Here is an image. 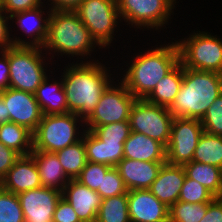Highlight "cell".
Instances as JSON below:
<instances>
[{
    "label": "cell",
    "mask_w": 222,
    "mask_h": 222,
    "mask_svg": "<svg viewBox=\"0 0 222 222\" xmlns=\"http://www.w3.org/2000/svg\"><path fill=\"white\" fill-rule=\"evenodd\" d=\"M85 62V63H84ZM65 66L62 80L67 98L68 112L80 116L84 121L92 114L102 93L114 82L110 70L90 59ZM109 71V72H108ZM112 79V80H111Z\"/></svg>",
    "instance_id": "6da1fadb"
},
{
    "label": "cell",
    "mask_w": 222,
    "mask_h": 222,
    "mask_svg": "<svg viewBox=\"0 0 222 222\" xmlns=\"http://www.w3.org/2000/svg\"><path fill=\"white\" fill-rule=\"evenodd\" d=\"M133 58L120 81L136 99H145L158 81L180 62L176 42L156 46Z\"/></svg>",
    "instance_id": "7a4b0ae2"
},
{
    "label": "cell",
    "mask_w": 222,
    "mask_h": 222,
    "mask_svg": "<svg viewBox=\"0 0 222 222\" xmlns=\"http://www.w3.org/2000/svg\"><path fill=\"white\" fill-rule=\"evenodd\" d=\"M222 93V74L183 67V83L168 108L173 117L201 120Z\"/></svg>",
    "instance_id": "3957f363"
},
{
    "label": "cell",
    "mask_w": 222,
    "mask_h": 222,
    "mask_svg": "<svg viewBox=\"0 0 222 222\" xmlns=\"http://www.w3.org/2000/svg\"><path fill=\"white\" fill-rule=\"evenodd\" d=\"M96 45L99 48L75 11H51L48 35L42 48L46 53L85 58L87 55L91 57Z\"/></svg>",
    "instance_id": "277c9868"
},
{
    "label": "cell",
    "mask_w": 222,
    "mask_h": 222,
    "mask_svg": "<svg viewBox=\"0 0 222 222\" xmlns=\"http://www.w3.org/2000/svg\"><path fill=\"white\" fill-rule=\"evenodd\" d=\"M84 122L80 116L74 113L43 115L33 132V150L55 153L77 143L84 134L85 129L82 128L85 127ZM77 123L82 126V132Z\"/></svg>",
    "instance_id": "5b68a950"
},
{
    "label": "cell",
    "mask_w": 222,
    "mask_h": 222,
    "mask_svg": "<svg viewBox=\"0 0 222 222\" xmlns=\"http://www.w3.org/2000/svg\"><path fill=\"white\" fill-rule=\"evenodd\" d=\"M42 51L39 47L8 48L9 88L35 94L48 76Z\"/></svg>",
    "instance_id": "8992f818"
},
{
    "label": "cell",
    "mask_w": 222,
    "mask_h": 222,
    "mask_svg": "<svg viewBox=\"0 0 222 222\" xmlns=\"http://www.w3.org/2000/svg\"><path fill=\"white\" fill-rule=\"evenodd\" d=\"M199 32V33H198ZM183 67L222 74V40L209 32L196 31L176 41Z\"/></svg>",
    "instance_id": "52a82bcc"
},
{
    "label": "cell",
    "mask_w": 222,
    "mask_h": 222,
    "mask_svg": "<svg viewBox=\"0 0 222 222\" xmlns=\"http://www.w3.org/2000/svg\"><path fill=\"white\" fill-rule=\"evenodd\" d=\"M75 12L100 48H109L121 21L117 0H83Z\"/></svg>",
    "instance_id": "ba28073f"
},
{
    "label": "cell",
    "mask_w": 222,
    "mask_h": 222,
    "mask_svg": "<svg viewBox=\"0 0 222 222\" xmlns=\"http://www.w3.org/2000/svg\"><path fill=\"white\" fill-rule=\"evenodd\" d=\"M173 119L167 107L137 99L131 108L128 121L131 131L145 134L167 146Z\"/></svg>",
    "instance_id": "9c48e42d"
},
{
    "label": "cell",
    "mask_w": 222,
    "mask_h": 222,
    "mask_svg": "<svg viewBox=\"0 0 222 222\" xmlns=\"http://www.w3.org/2000/svg\"><path fill=\"white\" fill-rule=\"evenodd\" d=\"M176 0H117L121 20L131 27L160 29L168 23ZM172 13V14H171Z\"/></svg>",
    "instance_id": "30bf717a"
},
{
    "label": "cell",
    "mask_w": 222,
    "mask_h": 222,
    "mask_svg": "<svg viewBox=\"0 0 222 222\" xmlns=\"http://www.w3.org/2000/svg\"><path fill=\"white\" fill-rule=\"evenodd\" d=\"M114 85L112 82L106 88L95 110L85 120L86 130L92 131L97 126L129 120L131 108L137 99L121 81L117 86Z\"/></svg>",
    "instance_id": "8fae6325"
},
{
    "label": "cell",
    "mask_w": 222,
    "mask_h": 222,
    "mask_svg": "<svg viewBox=\"0 0 222 222\" xmlns=\"http://www.w3.org/2000/svg\"><path fill=\"white\" fill-rule=\"evenodd\" d=\"M203 132L199 119L174 117L166 146V163L183 166L193 161L194 151Z\"/></svg>",
    "instance_id": "7c38bea8"
},
{
    "label": "cell",
    "mask_w": 222,
    "mask_h": 222,
    "mask_svg": "<svg viewBox=\"0 0 222 222\" xmlns=\"http://www.w3.org/2000/svg\"><path fill=\"white\" fill-rule=\"evenodd\" d=\"M17 196L24 214V222H53L54 211L62 192L40 187Z\"/></svg>",
    "instance_id": "4fadbf2b"
},
{
    "label": "cell",
    "mask_w": 222,
    "mask_h": 222,
    "mask_svg": "<svg viewBox=\"0 0 222 222\" xmlns=\"http://www.w3.org/2000/svg\"><path fill=\"white\" fill-rule=\"evenodd\" d=\"M2 97L10 122L25 126L34 132L43 117L35 94L7 88L2 91Z\"/></svg>",
    "instance_id": "5bb4252c"
},
{
    "label": "cell",
    "mask_w": 222,
    "mask_h": 222,
    "mask_svg": "<svg viewBox=\"0 0 222 222\" xmlns=\"http://www.w3.org/2000/svg\"><path fill=\"white\" fill-rule=\"evenodd\" d=\"M43 7L44 4L37 8L14 13L10 16L12 21L16 19L15 24L17 27L19 26L20 30H23L21 32H25L26 36H28L27 39L30 40L29 42L24 40V38L22 40L20 37H11L13 46L43 48L48 35V22L51 13V9L49 8V11H46V15L48 16L43 17L45 13L42 9Z\"/></svg>",
    "instance_id": "9a60e30c"
},
{
    "label": "cell",
    "mask_w": 222,
    "mask_h": 222,
    "mask_svg": "<svg viewBox=\"0 0 222 222\" xmlns=\"http://www.w3.org/2000/svg\"><path fill=\"white\" fill-rule=\"evenodd\" d=\"M127 194L131 222H169V208L148 189L130 190Z\"/></svg>",
    "instance_id": "2e32d148"
},
{
    "label": "cell",
    "mask_w": 222,
    "mask_h": 222,
    "mask_svg": "<svg viewBox=\"0 0 222 222\" xmlns=\"http://www.w3.org/2000/svg\"><path fill=\"white\" fill-rule=\"evenodd\" d=\"M0 186L16 195L42 187L34 158L31 155L20 156L0 181Z\"/></svg>",
    "instance_id": "e0dca14e"
},
{
    "label": "cell",
    "mask_w": 222,
    "mask_h": 222,
    "mask_svg": "<svg viewBox=\"0 0 222 222\" xmlns=\"http://www.w3.org/2000/svg\"><path fill=\"white\" fill-rule=\"evenodd\" d=\"M62 197L72 206L81 222H95L102 197L94 190L70 179Z\"/></svg>",
    "instance_id": "ac0fdd59"
},
{
    "label": "cell",
    "mask_w": 222,
    "mask_h": 222,
    "mask_svg": "<svg viewBox=\"0 0 222 222\" xmlns=\"http://www.w3.org/2000/svg\"><path fill=\"white\" fill-rule=\"evenodd\" d=\"M185 178L186 173L183 166L165 163L148 190L169 208L179 200Z\"/></svg>",
    "instance_id": "d6986e66"
},
{
    "label": "cell",
    "mask_w": 222,
    "mask_h": 222,
    "mask_svg": "<svg viewBox=\"0 0 222 222\" xmlns=\"http://www.w3.org/2000/svg\"><path fill=\"white\" fill-rule=\"evenodd\" d=\"M166 162H145L123 158L115 167L128 191L149 189Z\"/></svg>",
    "instance_id": "ffe728a7"
},
{
    "label": "cell",
    "mask_w": 222,
    "mask_h": 222,
    "mask_svg": "<svg viewBox=\"0 0 222 222\" xmlns=\"http://www.w3.org/2000/svg\"><path fill=\"white\" fill-rule=\"evenodd\" d=\"M124 158L145 162H166V146L145 134L131 131L123 146Z\"/></svg>",
    "instance_id": "44dd1931"
},
{
    "label": "cell",
    "mask_w": 222,
    "mask_h": 222,
    "mask_svg": "<svg viewBox=\"0 0 222 222\" xmlns=\"http://www.w3.org/2000/svg\"><path fill=\"white\" fill-rule=\"evenodd\" d=\"M30 155L35 160L42 187L62 192L70 178L65 174L56 153L32 150Z\"/></svg>",
    "instance_id": "7402d4cb"
},
{
    "label": "cell",
    "mask_w": 222,
    "mask_h": 222,
    "mask_svg": "<svg viewBox=\"0 0 222 222\" xmlns=\"http://www.w3.org/2000/svg\"><path fill=\"white\" fill-rule=\"evenodd\" d=\"M82 139L89 162L115 167L124 158V143L103 142L91 130L86 129Z\"/></svg>",
    "instance_id": "603a6c76"
},
{
    "label": "cell",
    "mask_w": 222,
    "mask_h": 222,
    "mask_svg": "<svg viewBox=\"0 0 222 222\" xmlns=\"http://www.w3.org/2000/svg\"><path fill=\"white\" fill-rule=\"evenodd\" d=\"M47 76L35 92V98L40 105L43 115L67 114V98L63 88L62 75L61 79H53L50 84V78ZM55 80V81H54Z\"/></svg>",
    "instance_id": "cb8c5ba5"
},
{
    "label": "cell",
    "mask_w": 222,
    "mask_h": 222,
    "mask_svg": "<svg viewBox=\"0 0 222 222\" xmlns=\"http://www.w3.org/2000/svg\"><path fill=\"white\" fill-rule=\"evenodd\" d=\"M183 83V66L179 62L160 79L153 91L145 98L150 103L169 108Z\"/></svg>",
    "instance_id": "d4e9b609"
},
{
    "label": "cell",
    "mask_w": 222,
    "mask_h": 222,
    "mask_svg": "<svg viewBox=\"0 0 222 222\" xmlns=\"http://www.w3.org/2000/svg\"><path fill=\"white\" fill-rule=\"evenodd\" d=\"M186 176L209 190L216 198L222 195L221 169L214 165L191 161L183 165Z\"/></svg>",
    "instance_id": "484cf974"
},
{
    "label": "cell",
    "mask_w": 222,
    "mask_h": 222,
    "mask_svg": "<svg viewBox=\"0 0 222 222\" xmlns=\"http://www.w3.org/2000/svg\"><path fill=\"white\" fill-rule=\"evenodd\" d=\"M0 142L20 156L30 155L33 150V132L13 122L4 123L0 125Z\"/></svg>",
    "instance_id": "4316f807"
},
{
    "label": "cell",
    "mask_w": 222,
    "mask_h": 222,
    "mask_svg": "<svg viewBox=\"0 0 222 222\" xmlns=\"http://www.w3.org/2000/svg\"><path fill=\"white\" fill-rule=\"evenodd\" d=\"M193 161L222 166V136L203 132L193 155Z\"/></svg>",
    "instance_id": "83f0119b"
},
{
    "label": "cell",
    "mask_w": 222,
    "mask_h": 222,
    "mask_svg": "<svg viewBox=\"0 0 222 222\" xmlns=\"http://www.w3.org/2000/svg\"><path fill=\"white\" fill-rule=\"evenodd\" d=\"M65 174L70 179H76L87 163L84 140L55 152Z\"/></svg>",
    "instance_id": "f1b7e54d"
},
{
    "label": "cell",
    "mask_w": 222,
    "mask_h": 222,
    "mask_svg": "<svg viewBox=\"0 0 222 222\" xmlns=\"http://www.w3.org/2000/svg\"><path fill=\"white\" fill-rule=\"evenodd\" d=\"M95 222H131L128 194L102 199Z\"/></svg>",
    "instance_id": "f546056e"
},
{
    "label": "cell",
    "mask_w": 222,
    "mask_h": 222,
    "mask_svg": "<svg viewBox=\"0 0 222 222\" xmlns=\"http://www.w3.org/2000/svg\"><path fill=\"white\" fill-rule=\"evenodd\" d=\"M208 203L177 201L169 207V222H200L207 212Z\"/></svg>",
    "instance_id": "4dcf8cb0"
},
{
    "label": "cell",
    "mask_w": 222,
    "mask_h": 222,
    "mask_svg": "<svg viewBox=\"0 0 222 222\" xmlns=\"http://www.w3.org/2000/svg\"><path fill=\"white\" fill-rule=\"evenodd\" d=\"M0 222H24V214L16 194L0 186Z\"/></svg>",
    "instance_id": "1f68e13d"
},
{
    "label": "cell",
    "mask_w": 222,
    "mask_h": 222,
    "mask_svg": "<svg viewBox=\"0 0 222 222\" xmlns=\"http://www.w3.org/2000/svg\"><path fill=\"white\" fill-rule=\"evenodd\" d=\"M92 132L103 142L124 143L131 133L129 121L95 127Z\"/></svg>",
    "instance_id": "d6a6232c"
},
{
    "label": "cell",
    "mask_w": 222,
    "mask_h": 222,
    "mask_svg": "<svg viewBox=\"0 0 222 222\" xmlns=\"http://www.w3.org/2000/svg\"><path fill=\"white\" fill-rule=\"evenodd\" d=\"M216 197L197 181L186 176L179 194V200L192 204L210 203Z\"/></svg>",
    "instance_id": "836d02e7"
},
{
    "label": "cell",
    "mask_w": 222,
    "mask_h": 222,
    "mask_svg": "<svg viewBox=\"0 0 222 222\" xmlns=\"http://www.w3.org/2000/svg\"><path fill=\"white\" fill-rule=\"evenodd\" d=\"M102 199L127 194L122 177L116 167H111L106 174H102L101 188L96 191Z\"/></svg>",
    "instance_id": "e575fe53"
},
{
    "label": "cell",
    "mask_w": 222,
    "mask_h": 222,
    "mask_svg": "<svg viewBox=\"0 0 222 222\" xmlns=\"http://www.w3.org/2000/svg\"><path fill=\"white\" fill-rule=\"evenodd\" d=\"M110 168L111 167L106 164L87 161L76 180L91 190L97 191L101 188L102 174H106Z\"/></svg>",
    "instance_id": "d590c367"
},
{
    "label": "cell",
    "mask_w": 222,
    "mask_h": 222,
    "mask_svg": "<svg viewBox=\"0 0 222 222\" xmlns=\"http://www.w3.org/2000/svg\"><path fill=\"white\" fill-rule=\"evenodd\" d=\"M200 121L205 132L222 136V93L208 108Z\"/></svg>",
    "instance_id": "8d00e7d4"
},
{
    "label": "cell",
    "mask_w": 222,
    "mask_h": 222,
    "mask_svg": "<svg viewBox=\"0 0 222 222\" xmlns=\"http://www.w3.org/2000/svg\"><path fill=\"white\" fill-rule=\"evenodd\" d=\"M42 4V0H2V11L10 17L14 13L37 8Z\"/></svg>",
    "instance_id": "74e56055"
},
{
    "label": "cell",
    "mask_w": 222,
    "mask_h": 222,
    "mask_svg": "<svg viewBox=\"0 0 222 222\" xmlns=\"http://www.w3.org/2000/svg\"><path fill=\"white\" fill-rule=\"evenodd\" d=\"M53 222H81L72 206L63 198L57 203Z\"/></svg>",
    "instance_id": "f35d334b"
},
{
    "label": "cell",
    "mask_w": 222,
    "mask_h": 222,
    "mask_svg": "<svg viewBox=\"0 0 222 222\" xmlns=\"http://www.w3.org/2000/svg\"><path fill=\"white\" fill-rule=\"evenodd\" d=\"M20 155L0 142V181L6 176Z\"/></svg>",
    "instance_id": "ab89813d"
},
{
    "label": "cell",
    "mask_w": 222,
    "mask_h": 222,
    "mask_svg": "<svg viewBox=\"0 0 222 222\" xmlns=\"http://www.w3.org/2000/svg\"><path fill=\"white\" fill-rule=\"evenodd\" d=\"M10 17L6 15L2 10H0V50H6L13 46V41L11 40L10 30L11 25L8 26V20Z\"/></svg>",
    "instance_id": "60d3db41"
},
{
    "label": "cell",
    "mask_w": 222,
    "mask_h": 222,
    "mask_svg": "<svg viewBox=\"0 0 222 222\" xmlns=\"http://www.w3.org/2000/svg\"><path fill=\"white\" fill-rule=\"evenodd\" d=\"M200 222H222V200L215 198L208 203L207 212Z\"/></svg>",
    "instance_id": "b9f144b4"
},
{
    "label": "cell",
    "mask_w": 222,
    "mask_h": 222,
    "mask_svg": "<svg viewBox=\"0 0 222 222\" xmlns=\"http://www.w3.org/2000/svg\"><path fill=\"white\" fill-rule=\"evenodd\" d=\"M0 92L9 88L8 48L0 52Z\"/></svg>",
    "instance_id": "7bdbcfd3"
},
{
    "label": "cell",
    "mask_w": 222,
    "mask_h": 222,
    "mask_svg": "<svg viewBox=\"0 0 222 222\" xmlns=\"http://www.w3.org/2000/svg\"><path fill=\"white\" fill-rule=\"evenodd\" d=\"M51 11H75L83 0H48ZM52 1V2H51Z\"/></svg>",
    "instance_id": "ee69618b"
},
{
    "label": "cell",
    "mask_w": 222,
    "mask_h": 222,
    "mask_svg": "<svg viewBox=\"0 0 222 222\" xmlns=\"http://www.w3.org/2000/svg\"><path fill=\"white\" fill-rule=\"evenodd\" d=\"M10 122L9 113H7L6 105L2 97V91L0 92V125Z\"/></svg>",
    "instance_id": "f6af8a7d"
},
{
    "label": "cell",
    "mask_w": 222,
    "mask_h": 222,
    "mask_svg": "<svg viewBox=\"0 0 222 222\" xmlns=\"http://www.w3.org/2000/svg\"><path fill=\"white\" fill-rule=\"evenodd\" d=\"M0 10H2V0H0Z\"/></svg>",
    "instance_id": "bcb514c9"
}]
</instances>
